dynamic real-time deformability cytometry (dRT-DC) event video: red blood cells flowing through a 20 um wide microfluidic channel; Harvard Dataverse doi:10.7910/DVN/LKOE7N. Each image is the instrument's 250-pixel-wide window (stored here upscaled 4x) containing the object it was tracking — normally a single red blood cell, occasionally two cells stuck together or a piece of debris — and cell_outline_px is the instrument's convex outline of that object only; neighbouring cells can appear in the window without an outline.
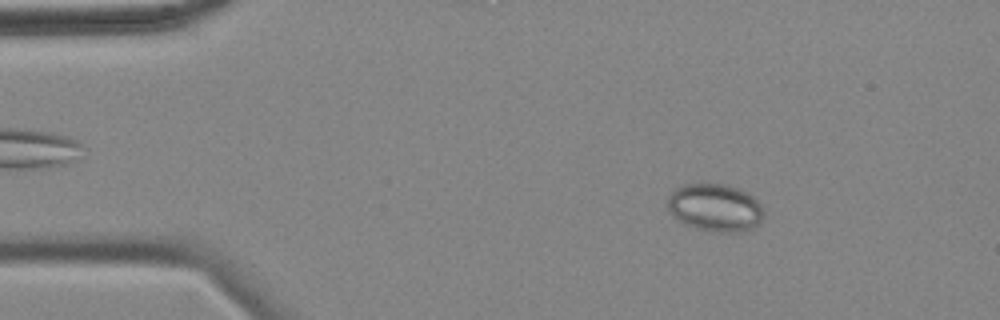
{"species": "common noctule bat (a hibernating species)", "species_latin": "Nyctalus noctula", "temperature_condition": "cold", "stored_images_in_passage": 57, "camera_frame_rate_fps": 3000, "um_per_image_px": 0.085, "animal": {"sex": "female", "body_mass_g": 18.4}, "frame": {"image": 1, "passage_image": 8, "time_ms": 2.333, "image_size_px": [1000, 320], "cell_outline_px": [[764, 216], [760, 224], [752, 228], [740, 232], [716, 232], [696, 228], [684, 224], [672, 216], [668, 208], [668, 196], [680, 184], [724, 184], [748, 192], [760, 204], [764, 212]], "centroid_in_image_um": [60.78, 17.66], "position_along_channel_um": 24.2, "area_um2": 26.88}}
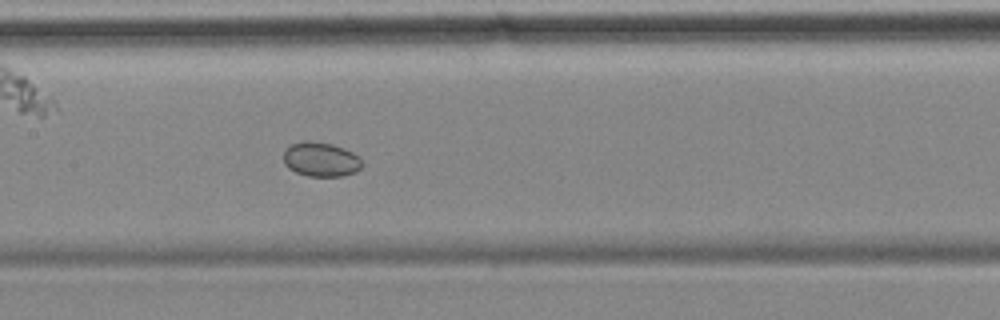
{"frame": {"image": 2, "passage_image": 27, "time_ms": 8.667, "image_size_px": [1000, 320], "cell_outline_px": [[364, 164], [356, 172], [344, 176], [308, 176], [296, 172], [288, 168], [284, 164], [284, 152], [292, 144], [304, 140], [312, 140], [332, 144], [352, 152]], "centroid_in_image_um": [27.27, 13.55], "position_along_channel_um": 180.1, "area_um2": 15.72}}
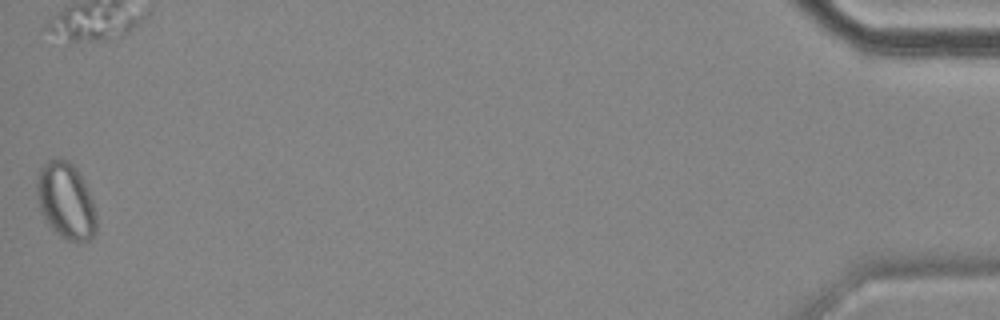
{"frame": {"image": 3, "passage_image": 57, "time_ms": 18.667, "image_size_px": [1000, 320], "cell_outline_px": [[96, 232], [88, 240], [68, 240], [60, 236], [48, 224], [40, 212], [36, 196], [36, 176], [40, 168], [48, 160], [68, 160], [76, 168], [92, 200], [96, 212]], "centroid_in_image_um": [5.56, 17.07], "position_along_channel_um": 429.6, "area_um2": 26.24}}